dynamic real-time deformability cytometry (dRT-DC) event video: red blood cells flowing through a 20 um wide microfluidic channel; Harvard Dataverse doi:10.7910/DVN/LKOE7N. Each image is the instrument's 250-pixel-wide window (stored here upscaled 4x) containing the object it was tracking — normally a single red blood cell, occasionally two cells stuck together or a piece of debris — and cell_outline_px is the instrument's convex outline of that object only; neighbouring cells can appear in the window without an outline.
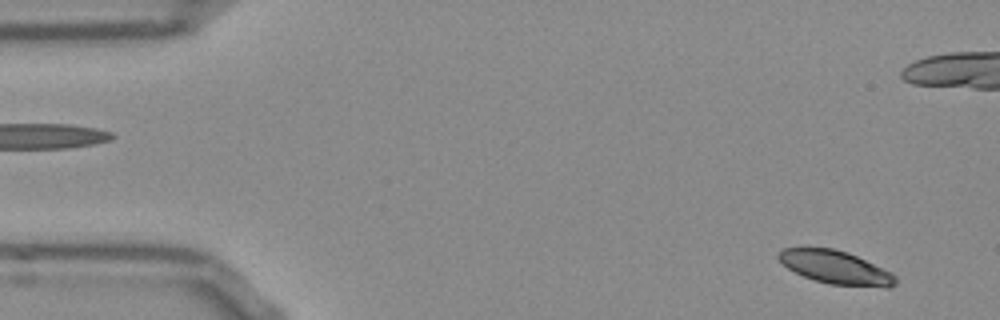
{"species": "Egyptian fruit bat (a non-hibernating species)", "species_latin": "Rousettus aegyptiacus", "temperature_condition": "room temperature", "stored_images_in_passage": 52, "camera_frame_rate_fps": 3000, "um_per_image_px": 0.085, "frame": {"image": 1, "passage_image": 1, "time_ms": 0.0, "image_size_px": [1000, 320], "cell_outline_px": [[896, 284], [888, 288], [884, 288], [828, 284], [812, 280], [788, 268], [776, 256], [784, 248], [832, 248], [848, 252], [892, 272], [896, 276]], "centroid_in_image_um": [71.08, 22.75], "position_along_channel_um": 13.9, "area_um2": 22.72}}
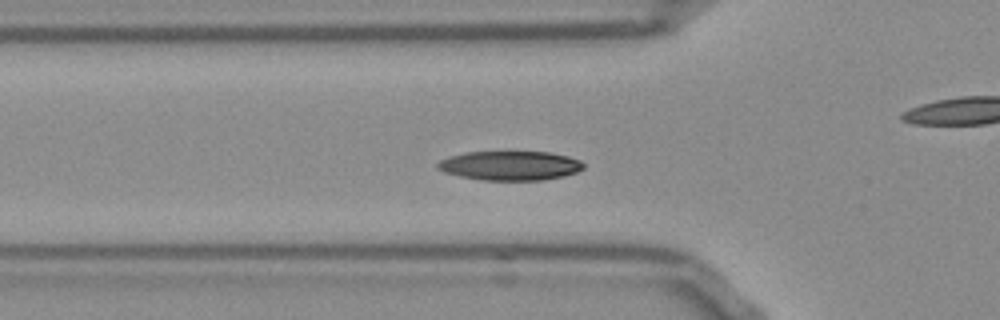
{"frame": {"image": 2, "passage_image": 15, "time_ms": 4.667, "image_size_px": [1000, 320], "cell_outline_px": [[584, 168], [576, 172], [564, 176], [544, 180], [480, 180], [460, 176], [444, 172], [436, 168], [436, 164], [440, 160], [448, 156], [468, 152], [548, 152], [568, 156], [580, 160], [584, 164]], "centroid_in_image_um": [43.35, 14.08], "position_along_channel_um": 82.5, "area_um2": 24.97}}
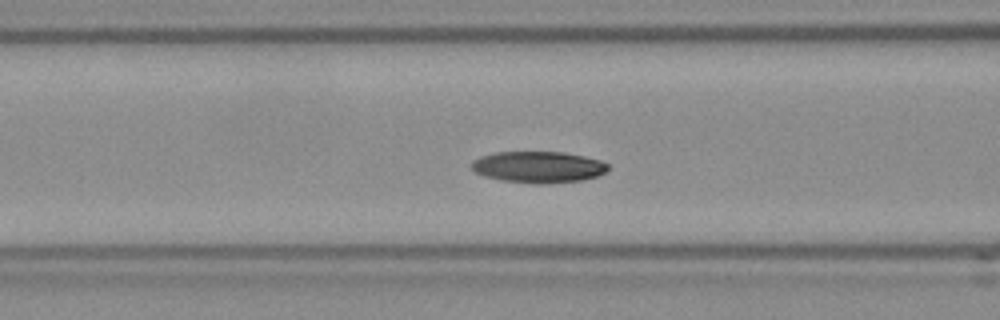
{"frame": {"image": 3, "passage_image": 18, "time_ms": 5.667, "image_size_px": [1000, 320], "cell_outline_px": [[608, 168], [604, 172], [596, 176], [580, 180], [544, 184], [536, 184], [500, 180], [484, 176], [476, 172], [472, 168], [472, 164], [480, 156], [496, 152], [564, 152], [584, 156], [600, 160], [608, 164]], "centroid_in_image_um": [45.76, 14.2], "position_along_channel_um": 120.8, "area_um2": 24.8}, "authors_computed_cell_mechanics": {"area_um2": 24.5939, "velocity_mm_per_s": 3.7832, "shape_relaxation_time_tau1_ms": 2.3797, "shape_relaxation_time_tau2_ms": null, "deformation_change_tau1": 0.1028, "deformation_change_tau2": null}}